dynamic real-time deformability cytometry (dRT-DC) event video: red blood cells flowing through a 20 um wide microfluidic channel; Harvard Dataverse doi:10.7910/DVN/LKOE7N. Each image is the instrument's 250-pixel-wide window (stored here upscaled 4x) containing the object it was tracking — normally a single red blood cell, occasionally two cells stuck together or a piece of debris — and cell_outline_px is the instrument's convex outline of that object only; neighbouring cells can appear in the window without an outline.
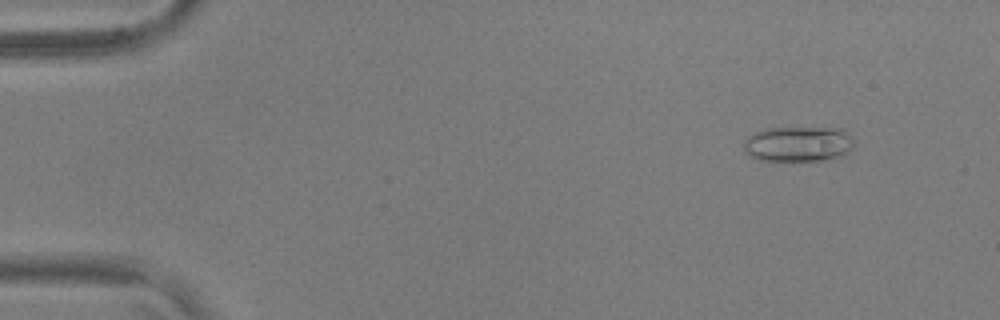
{"species": "common noctule bat (a hibernating species)", "species_latin": "Nyctalus noctula", "temperature_condition": "warm", "stored_images_in_passage": 55, "camera_frame_rate_fps": 3000, "um_per_image_px": 0.085, "animal": {"sex": "male", "body_mass_g": 17.9, "forearm_length_mm": 54.2}, "frame": {"image": 1, "passage_image": 6, "time_ms": 1.667, "image_size_px": [1000, 320], "cell_outline_px": [[856, 144], [848, 152], [840, 156], [824, 160], [776, 164], [772, 164], [756, 160], [748, 156], [744, 152], [744, 140], [752, 132], [764, 128], [840, 128]], "centroid_in_image_um": [67.73, 12.3], "position_along_channel_um": 17.3, "area_um2": 23.81}}
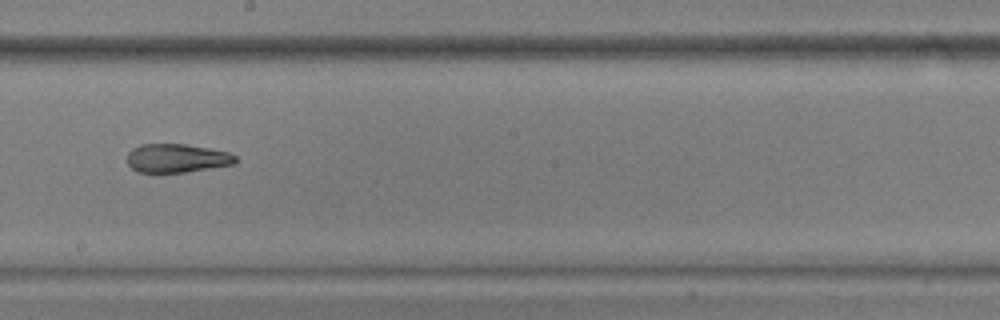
{"frame": {"image": 2, "passage_image": 32, "time_ms": 10.333, "image_size_px": [1000, 320], "cell_outline_px": [[236, 164], [184, 172], [136, 172], [128, 164], [128, 152], [132, 148], [140, 144], [184, 144], [208, 148], [228, 152], [236, 156]], "centroid_in_image_um": [15.02, 13.44], "position_along_channel_um": 233.2, "area_um2": 18.03}}
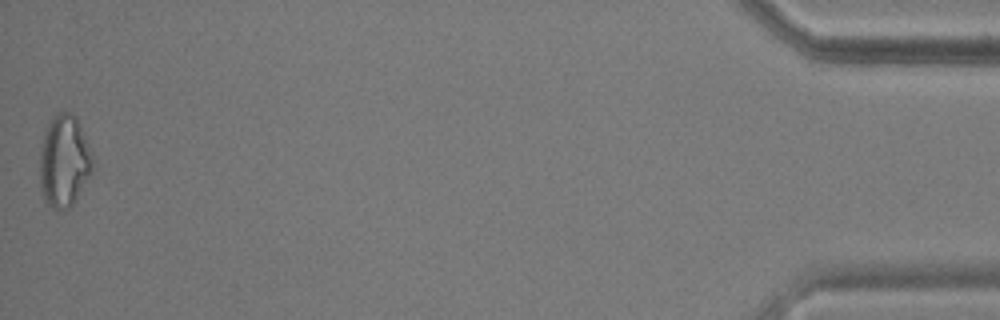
{"frame": {"image": 3, "passage_image": 55, "time_ms": 18.0, "image_size_px": [1000, 320], "cell_outline_px": [[92, 172], [76, 200], [68, 208], [60, 212], [52, 208], [44, 200], [40, 184], [40, 152], [44, 132], [48, 120], [60, 112], [68, 112], [76, 116], [80, 124], [92, 152]], "centroid_in_image_um": [5.45, 13.7], "position_along_channel_um": 429.8, "area_um2": 28.61}, "authors_computed_cell_mechanics": {"area_um2": 20.519, "velocity_mm_per_s": 3.7183, "shape_relaxation_time_tau1_ms": null, "shape_relaxation_time_tau2_ms": 2.1946, "deformation_change_tau1": null, "deformation_change_tau2": 0.1074}}